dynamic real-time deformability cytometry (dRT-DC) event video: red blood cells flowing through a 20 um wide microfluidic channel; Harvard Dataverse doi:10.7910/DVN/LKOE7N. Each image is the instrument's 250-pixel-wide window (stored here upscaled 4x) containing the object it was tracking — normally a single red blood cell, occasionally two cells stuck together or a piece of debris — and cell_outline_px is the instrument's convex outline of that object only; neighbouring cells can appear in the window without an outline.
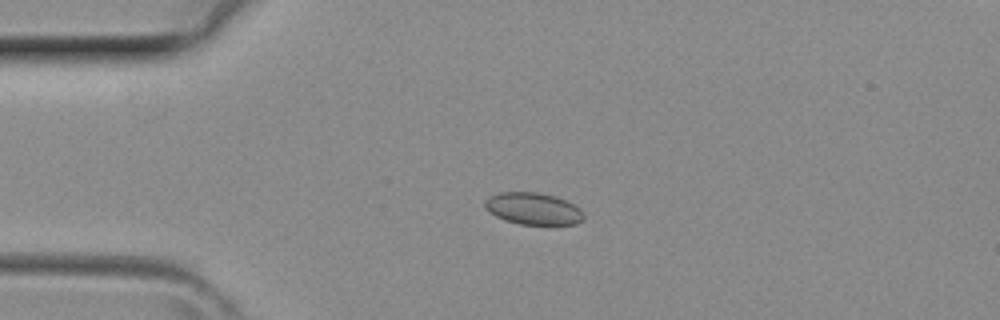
{"species": "common noctule bat (a hibernating species)", "species_latin": "Nyctalus noctula", "temperature_condition": "room temperature", "stored_images_in_passage": 3, "camera_frame_rate_fps": 3000, "um_per_image_px": 0.085, "animal": {"sex": "female", "body_mass_g": 29.2, "forearm_length_mm": 56.3}, "frame": {"image": 1, "passage_image": 2, "time_ms": 0.333, "image_size_px": [1000, 320], "cell_outline_px": [[584, 220], [576, 224], [520, 224], [504, 220], [496, 216], [484, 208], [484, 200], [500, 192], [536, 192], [556, 196], [580, 208], [584, 212]], "centroid_in_image_um": [45.33, 17.74], "position_along_channel_um": 39.7, "area_um2": 18.38}}